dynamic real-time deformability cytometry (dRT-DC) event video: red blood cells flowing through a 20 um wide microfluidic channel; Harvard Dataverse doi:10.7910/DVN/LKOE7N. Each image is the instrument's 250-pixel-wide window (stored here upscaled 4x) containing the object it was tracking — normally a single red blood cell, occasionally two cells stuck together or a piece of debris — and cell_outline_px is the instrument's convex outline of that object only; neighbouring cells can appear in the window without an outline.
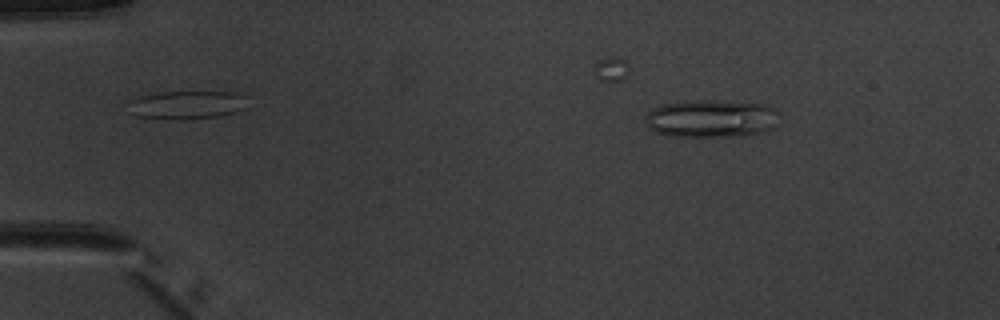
{"species": "common noctule bat (a hibernating species)", "species_latin": "Nyctalus noctula", "temperature_condition": "warm", "stored_images_in_passage": 5, "camera_frame_rate_fps": 3000, "um_per_image_px": 0.085, "animal": {"sex": "male", "body_mass_g": 20.1, "forearm_length_mm": 53.5}, "frame": {"image": 1, "passage_image": 3, "time_ms": 2.667, "image_size_px": [1000, 320], "cell_outline_px": [[776, 124], [764, 132], [744, 136], [672, 136], [656, 132], [648, 124], [648, 112], [660, 104], [692, 100], [716, 100], [760, 104], [772, 108], [776, 112]], "centroid_in_image_um": [60.46, 10.07], "position_along_channel_um": 24.5, "area_um2": 29.02}}